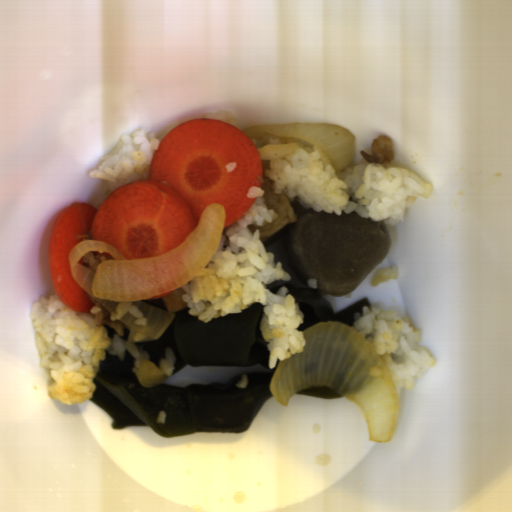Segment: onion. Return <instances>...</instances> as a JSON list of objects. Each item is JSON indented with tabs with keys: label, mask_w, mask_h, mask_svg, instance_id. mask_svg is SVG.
<instances>
[{
	"label": "onion",
	"mask_w": 512,
	"mask_h": 512,
	"mask_svg": "<svg viewBox=\"0 0 512 512\" xmlns=\"http://www.w3.org/2000/svg\"><path fill=\"white\" fill-rule=\"evenodd\" d=\"M226 219L223 204H209L184 242L147 259H126L107 242L85 239L69 253L72 278L90 298L112 313H116L120 302H131L143 314L146 325H137L136 318L128 312L119 319L129 325L127 343L160 338L174 314L141 301L183 287L200 274L222 241ZM91 250L115 260L102 261L94 273L82 266V256Z\"/></svg>",
	"instance_id": "obj_1"
},
{
	"label": "onion",
	"mask_w": 512,
	"mask_h": 512,
	"mask_svg": "<svg viewBox=\"0 0 512 512\" xmlns=\"http://www.w3.org/2000/svg\"><path fill=\"white\" fill-rule=\"evenodd\" d=\"M303 351L279 361L268 389L288 407L299 390L331 387L361 410L370 440L392 442L397 429L399 393L382 357L350 326L323 321L303 332Z\"/></svg>",
	"instance_id": "obj_2"
},
{
	"label": "onion",
	"mask_w": 512,
	"mask_h": 512,
	"mask_svg": "<svg viewBox=\"0 0 512 512\" xmlns=\"http://www.w3.org/2000/svg\"><path fill=\"white\" fill-rule=\"evenodd\" d=\"M241 132L249 140L278 138L313 145L329 158L337 172L347 169L357 150L354 135L348 129L335 124H259L245 127Z\"/></svg>",
	"instance_id": "obj_3"
},
{
	"label": "onion",
	"mask_w": 512,
	"mask_h": 512,
	"mask_svg": "<svg viewBox=\"0 0 512 512\" xmlns=\"http://www.w3.org/2000/svg\"><path fill=\"white\" fill-rule=\"evenodd\" d=\"M136 377L141 386L152 388L166 380L168 374L148 359L142 360L136 371Z\"/></svg>",
	"instance_id": "obj_4"
},
{
	"label": "onion",
	"mask_w": 512,
	"mask_h": 512,
	"mask_svg": "<svg viewBox=\"0 0 512 512\" xmlns=\"http://www.w3.org/2000/svg\"><path fill=\"white\" fill-rule=\"evenodd\" d=\"M295 143H269L264 147L256 149L261 160H280L299 149Z\"/></svg>",
	"instance_id": "obj_5"
}]
</instances>
